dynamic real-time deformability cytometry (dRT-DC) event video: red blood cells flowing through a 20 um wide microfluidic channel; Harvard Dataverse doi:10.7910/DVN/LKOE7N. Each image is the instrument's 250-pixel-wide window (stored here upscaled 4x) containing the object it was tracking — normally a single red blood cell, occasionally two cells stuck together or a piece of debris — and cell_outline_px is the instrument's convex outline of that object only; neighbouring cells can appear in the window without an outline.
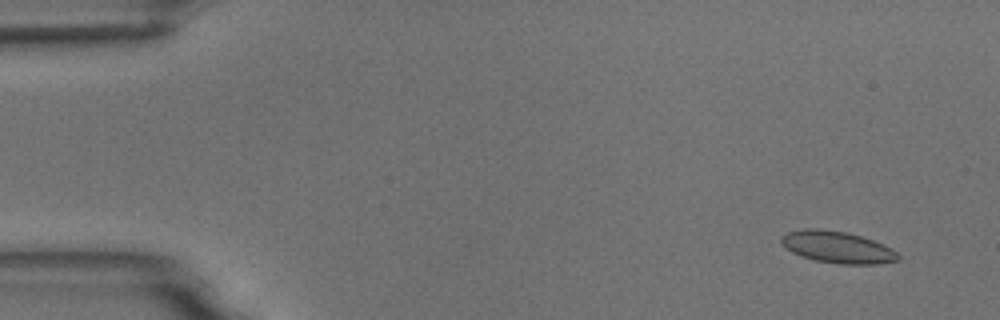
{"species": "common noctule bat (a hibernating species)", "species_latin": "Nyctalus noctula", "temperature_condition": "room temperature", "stored_images_in_passage": 15, "camera_frame_rate_fps": 3000, "um_per_image_px": 0.085, "animal": {"sex": "male", "body_mass_g": 18.8}, "frame": {"image": 1, "passage_image": 2, "time_ms": 1.0, "image_size_px": [1000, 320], "cell_outline_px": [[900, 260], [876, 264], [840, 264], [816, 260], [800, 256], [792, 252], [780, 240], [780, 236], [788, 232], [804, 228], [816, 228], [848, 232], [872, 240], [892, 248], [900, 256]], "centroid_in_image_um": [71.18, 21.0], "position_along_channel_um": 13.8, "area_um2": 21.56}}
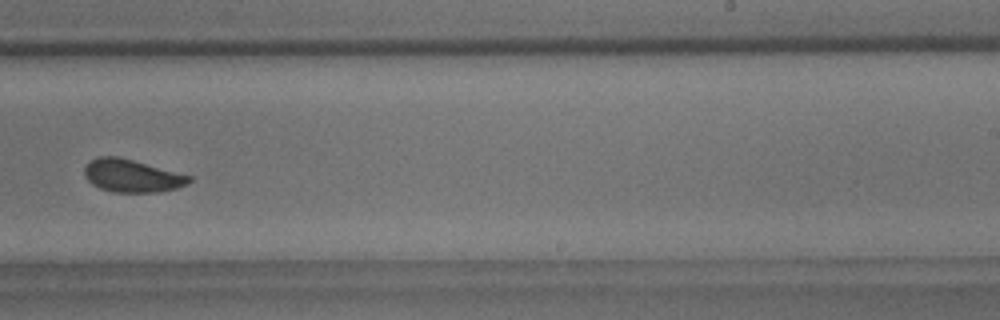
{"frame": {"image": 2, "passage_image": 10, "time_ms": 11.333, "image_size_px": [1000, 320], "cell_outline_px": [[192, 180], [188, 184], [176, 188], [160, 192], [112, 192], [100, 188], [92, 184], [84, 176], [84, 168], [88, 160], [96, 156], [116, 156], [132, 160], [192, 176]], "centroid_in_image_um": [11.18, 14.94], "position_along_channel_um": 277.8, "area_um2": 20.06}}
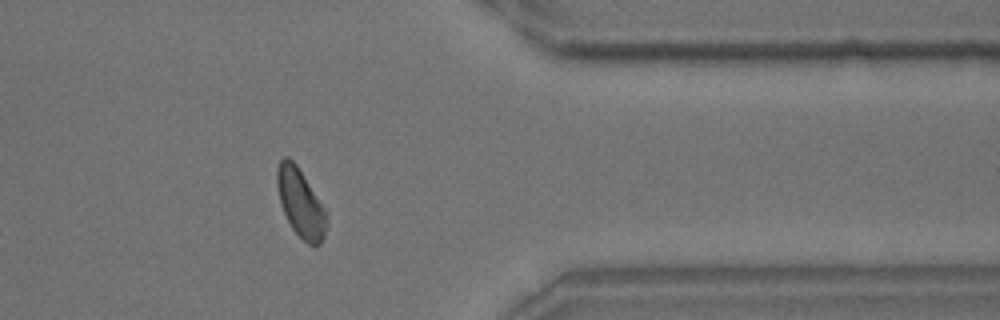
{"frame": {"image": 3, "passage_image": 13, "time_ms": 14.667, "image_size_px": [1000, 320], "cell_outline_px": [[328, 224], [324, 236], [320, 244], [316, 248], [308, 244], [292, 228], [284, 212], [280, 200], [276, 184], [276, 168], [280, 160], [284, 156], [288, 156], [296, 164], [328, 212]], "centroid_in_image_um": [25.58, 17.26], "position_along_channel_um": 385.8, "area_um2": 19.88}, "authors_computed_cell_mechanics": {"area_um2": 20.5768, "velocity_mm_per_s": 3.6606, "shape_relaxation_time_tau1_ms": 3.7311, "shape_relaxation_time_tau2_ms": null, "deformation_change_tau1": 0.1013, "deformation_change_tau2": null}}